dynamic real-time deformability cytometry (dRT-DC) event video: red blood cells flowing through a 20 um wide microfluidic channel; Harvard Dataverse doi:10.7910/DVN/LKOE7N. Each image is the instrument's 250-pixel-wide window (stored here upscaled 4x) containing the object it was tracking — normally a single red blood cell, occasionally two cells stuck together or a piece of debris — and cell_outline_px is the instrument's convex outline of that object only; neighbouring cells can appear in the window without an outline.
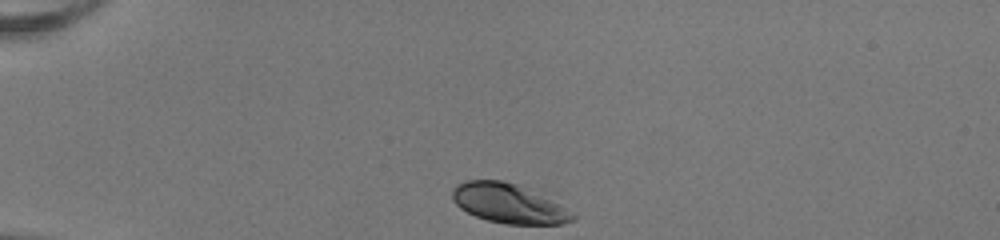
{"species": "human", "species_latin": "Homo sapiens", "temperature_condition": "room temperature", "stored_images_in_passage": 33, "camera_frame_rate_fps": 3000, "um_per_image_px": 0.085, "donor": {"sex": "female"}, "frame": {"image": 1, "passage_image": 1, "time_ms": 0.0, "image_size_px": [1000, 240], "cell_outline_px": [[576, 216], [572, 220], [560, 224], [504, 224], [488, 220], [476, 216], [460, 208], [452, 200], [452, 188], [456, 184], [468, 180], [500, 180], [516, 184], [560, 204], [576, 212]], "centroid_in_image_um": [43.22, 17.3], "position_along_channel_um": 41.8, "area_um2": 27.51}}
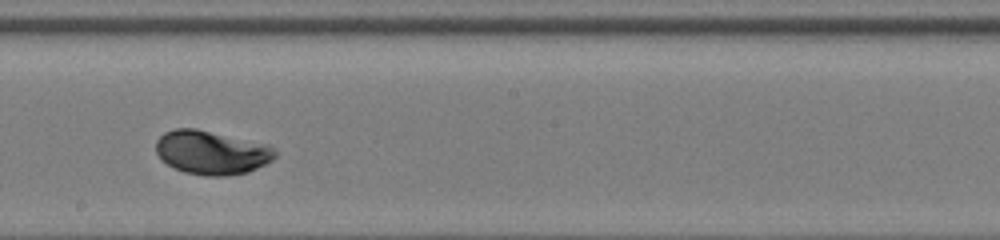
{"frame": {"image": 2, "passage_image": 19, "time_ms": 6.0, "image_size_px": [1000, 240], "cell_outline_px": [[276, 156], [272, 160], [248, 172], [228, 176], [204, 176], [184, 172], [160, 160], [156, 152], [156, 140], [164, 132], [176, 128], [196, 128], [268, 144], [276, 152]], "centroid_in_image_um": [17.96, 12.96], "position_along_channel_um": 230.2, "area_um2": 30.52}}
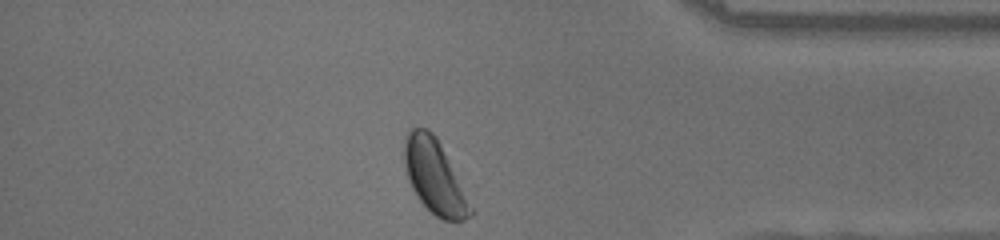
{"frame": {"image": 3, "passage_image": 33, "time_ms": 10.667, "image_size_px": [1000, 240], "cell_outline_px": [[472, 216], [464, 220], [444, 220], [436, 216], [416, 196], [408, 180], [404, 168], [404, 136], [412, 128], [428, 128], [436, 136], [472, 208]], "centroid_in_image_um": [36.88, 14.99], "position_along_channel_um": 398.3, "area_um2": 27.86}, "authors_computed_cell_mechanics": {"area_um2": 29.1312, "velocity_mm_per_s": 3.9835, "shape_relaxation_time_tau1_ms": 1.6861, "shape_relaxation_time_tau2_ms": null, "deformation_change_tau1": 0.1045, "deformation_change_tau2": null}}